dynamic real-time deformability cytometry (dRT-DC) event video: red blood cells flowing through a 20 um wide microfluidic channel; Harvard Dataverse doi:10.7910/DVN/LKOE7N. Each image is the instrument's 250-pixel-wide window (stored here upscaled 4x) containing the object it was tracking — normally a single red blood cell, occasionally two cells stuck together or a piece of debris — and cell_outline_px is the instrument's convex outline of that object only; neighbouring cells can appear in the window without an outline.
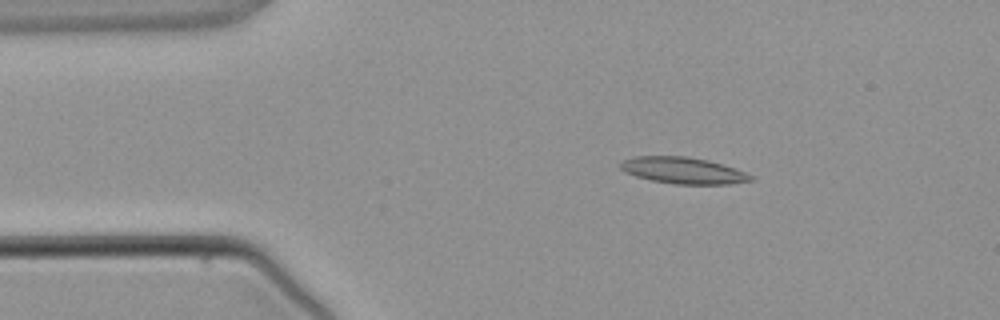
{"species": "common noctule bat (a hibernating species)", "species_latin": "Nyctalus noctula", "temperature_condition": "warm", "stored_images_in_passage": 3, "camera_frame_rate_fps": 3000, "um_per_image_px": 0.085, "animal": {"sex": "male", "body_mass_g": 21.5, "forearm_length_mm": 52.0}, "frame": {"image": 1, "passage_image": 2, "time_ms": 2.0, "image_size_px": [1000, 320], "cell_outline_px": [[752, 180], [728, 184], [676, 184], [652, 180], [636, 176], [624, 172], [616, 164], [624, 160], [636, 156], [688, 156], [708, 160], [744, 172], [752, 176]], "centroid_in_image_um": [57.99, 14.48], "position_along_channel_um": 27.0, "area_um2": 19.88}}